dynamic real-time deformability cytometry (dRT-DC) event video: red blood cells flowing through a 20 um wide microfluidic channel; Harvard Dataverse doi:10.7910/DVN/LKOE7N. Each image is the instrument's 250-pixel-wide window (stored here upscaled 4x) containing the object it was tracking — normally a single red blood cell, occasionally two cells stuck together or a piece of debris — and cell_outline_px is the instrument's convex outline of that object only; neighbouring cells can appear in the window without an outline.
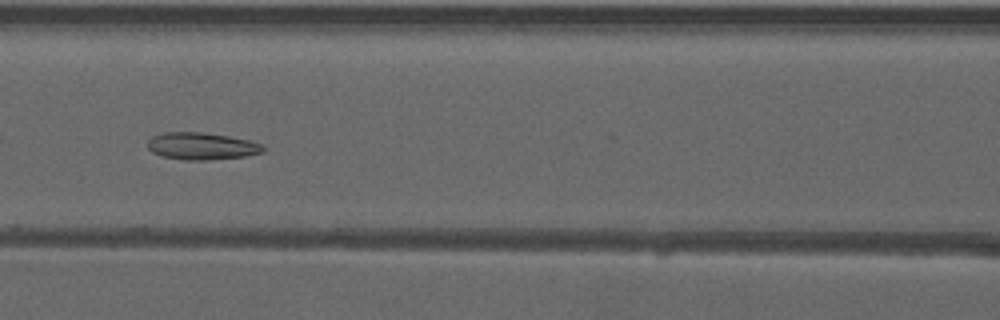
{"species": "common noctule bat (a hibernating species)", "species_latin": "Nyctalus noctula", "temperature_condition": "warm", "stored_images_in_passage": 53, "camera_frame_rate_fps": 3000, "um_per_image_px": 0.085, "animal": {"sex": "male", "forearm_length_mm": 52.5}, "frame": {"image": 1, "passage_image": 24, "time_ms": 7.667, "image_size_px": [1000, 320], "cell_outline_px": [[264, 152], [244, 156], [208, 160], [184, 160], [160, 156], [152, 152], [148, 148], [148, 140], [152, 136], [164, 132], [204, 132], [228, 136], [248, 140], [264, 144]], "centroid_in_image_um": [17.13, 12.42], "position_along_channel_um": 149.5, "area_um2": 18.38}}
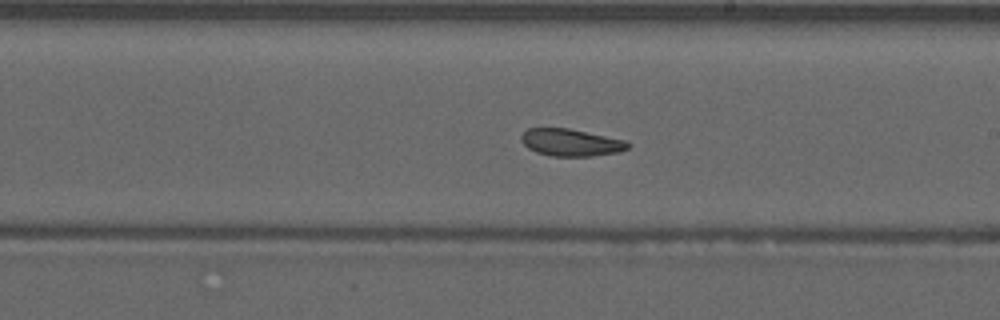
{"frame": {"image": 2, "passage_image": 31, "time_ms": 10.0, "image_size_px": [1000, 320], "cell_outline_px": [[628, 148], [620, 152], [592, 156], [552, 156], [536, 152], [528, 148], [520, 140], [520, 136], [528, 128], [568, 128], [624, 140], [628, 144]], "centroid_in_image_um": [48.48, 12.11], "position_along_channel_um": 240.5, "area_um2": 16.76}}
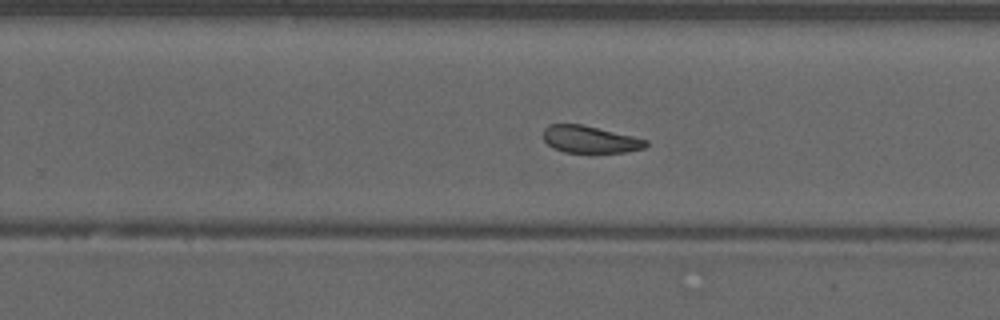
{"frame": {"image": 3, "passage_image": 34, "time_ms": 11.0, "image_size_px": [1000, 320], "cell_outline_px": [[648, 144], [644, 148], [624, 152], [564, 152], [552, 148], [544, 140], [544, 128], [548, 124], [580, 124], [632, 136], [648, 140]], "centroid_in_image_um": [50.12, 11.85], "position_along_channel_um": 279.7, "area_um2": 16.01}}